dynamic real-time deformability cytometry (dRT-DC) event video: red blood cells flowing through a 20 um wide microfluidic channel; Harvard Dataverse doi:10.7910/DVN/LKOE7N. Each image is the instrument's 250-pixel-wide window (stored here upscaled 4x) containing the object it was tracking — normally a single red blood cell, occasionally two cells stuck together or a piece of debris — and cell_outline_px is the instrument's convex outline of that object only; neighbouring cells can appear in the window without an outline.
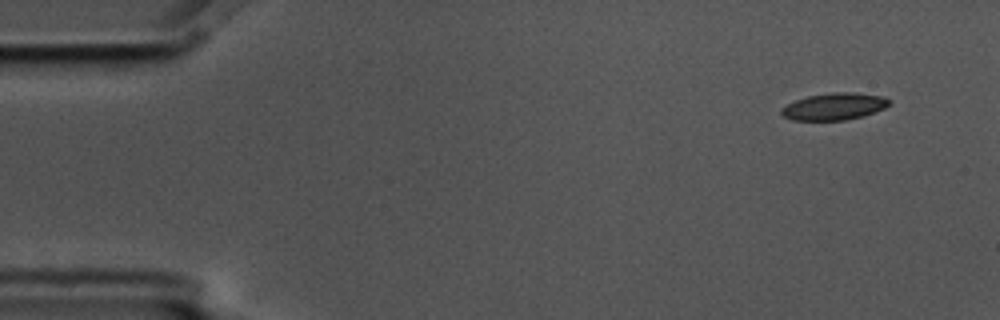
{"species": "common noctule bat (a hibernating species)", "species_latin": "Nyctalus noctula", "temperature_condition": "cold", "stored_images_in_passage": 8, "camera_frame_rate_fps": 3000, "um_per_image_px": 0.085, "animal": {"sex": "male", "body_mass_g": 17.5, "forearm_length_mm": 52.3}, "frame": {"image": 1, "passage_image": 1, "time_ms": 0.0, "image_size_px": [1000, 320], "cell_outline_px": [[892, 100], [884, 108], [864, 116], [844, 120], [792, 120], [784, 116], [780, 112], [780, 108], [796, 100], [808, 96], [832, 92], [848, 92], [880, 96]], "centroid_in_image_um": [70.89, 9.05], "position_along_channel_um": 14.1, "area_um2": 16.76}}